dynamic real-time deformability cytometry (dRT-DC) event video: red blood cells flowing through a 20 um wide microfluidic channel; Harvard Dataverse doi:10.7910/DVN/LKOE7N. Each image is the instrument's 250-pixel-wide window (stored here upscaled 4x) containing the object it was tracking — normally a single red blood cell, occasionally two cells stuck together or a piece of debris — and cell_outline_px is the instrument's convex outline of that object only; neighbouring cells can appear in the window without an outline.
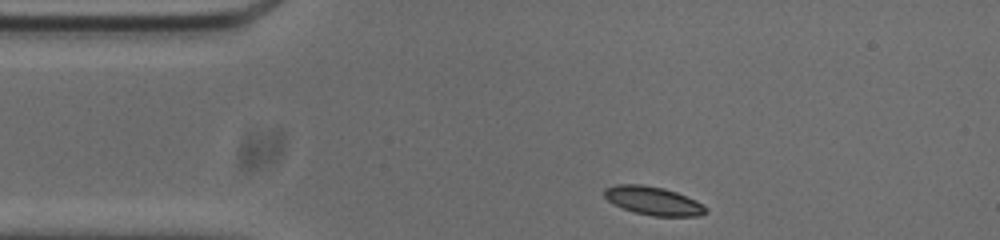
{"species": "common noctule bat (a hibernating species)", "species_latin": "Nyctalus noctula", "temperature_condition": "cold", "stored_images_in_passage": 45, "camera_frame_rate_fps": 3000, "um_per_image_px": 0.085, "animal": {"sex": "male", "body_mass_g": 20.0, "forearm_length_mm": 53.3}, "frame": {"image": 1, "passage_image": 1, "time_ms": 0.0, "image_size_px": [1000, 240], "cell_outline_px": [[708, 208], [700, 216], [652, 216], [636, 212], [612, 204], [604, 196], [604, 188], [616, 184], [640, 184], [664, 188], [676, 192], [696, 200], [704, 204]], "centroid_in_image_um": [55.52, 17.06], "position_along_channel_um": 29.5, "area_um2": 16.82}}
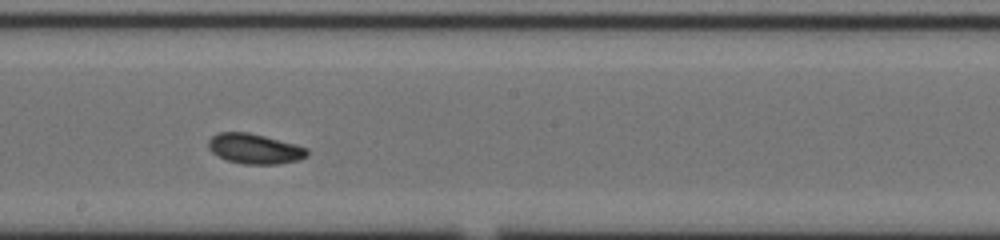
{"frame": {"image": 2, "passage_image": 20, "time_ms": 6.333, "image_size_px": [1000, 240], "cell_outline_px": [[308, 156], [300, 160], [276, 164], [244, 164], [228, 160], [216, 156], [208, 148], [208, 140], [212, 136], [220, 132], [248, 132], [264, 136], [308, 148]], "centroid_in_image_um": [21.63, 12.65], "position_along_channel_um": 226.6, "area_um2": 17.28}}
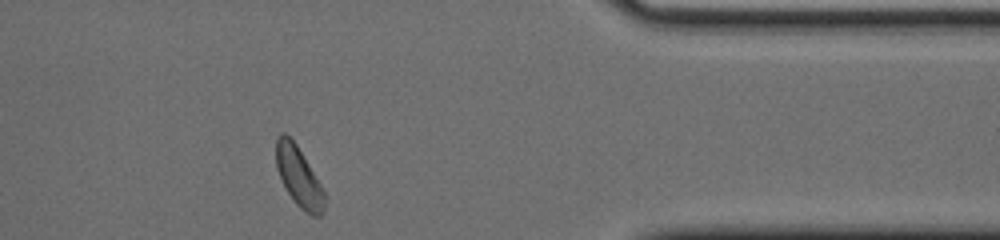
{"frame": {"image": 3, "passage_image": 35, "time_ms": 11.333, "image_size_px": [1000, 240], "cell_outline_px": [[324, 212], [320, 216], [312, 216], [304, 212], [296, 204], [288, 192], [276, 168], [276, 136], [280, 132], [284, 132], [296, 144], [320, 184], [324, 192]], "centroid_in_image_um": [25.38, 15.03], "position_along_channel_um": 386.0, "area_um2": 16.59}, "authors_computed_cell_mechanics": {"area_um2": 17.1088, "velocity_mm_per_s": 3.7234, "shape_relaxation_time_tau1_ms": 4.0136, "shape_relaxation_time_tau2_ms": 9.5519, "deformation_change_tau1": 0.1117, "deformation_change_tau2": 0.1455}}